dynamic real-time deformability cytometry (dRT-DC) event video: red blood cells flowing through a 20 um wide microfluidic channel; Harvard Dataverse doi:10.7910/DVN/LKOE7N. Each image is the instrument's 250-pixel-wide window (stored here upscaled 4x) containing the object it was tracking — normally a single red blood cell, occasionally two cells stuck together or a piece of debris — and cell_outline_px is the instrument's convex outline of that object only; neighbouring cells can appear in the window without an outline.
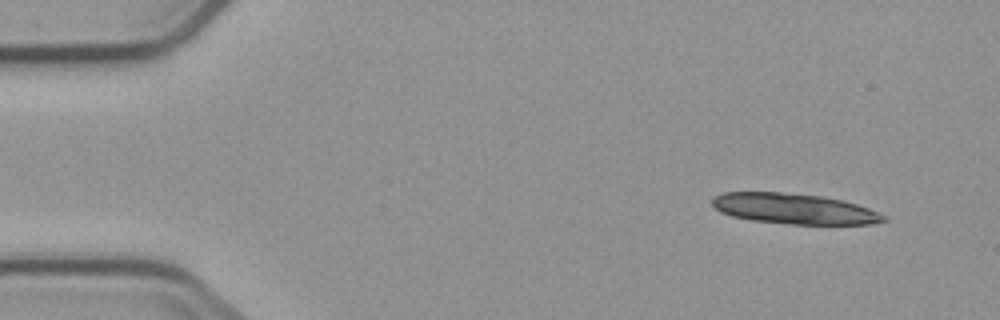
{"species": "common noctule bat (a hibernating species)", "species_latin": "Nyctalus noctula", "temperature_condition": "cold", "stored_images_in_passage": 6, "camera_frame_rate_fps": 3000, "um_per_image_px": 0.085, "animal": {"sex": "male", "body_mass_g": 23.1, "forearm_length_mm": 52.7}, "frame": {"image": 1, "passage_image": 2, "time_ms": 1.0, "image_size_px": [1000, 320], "cell_outline_px": [[888, 220], [872, 224], [792, 224], [752, 220], [732, 216], [720, 212], [712, 204], [712, 196], [724, 192], [780, 192], [824, 196], [844, 200], [868, 208], [888, 216]], "centroid_in_image_um": [67.52, 17.74], "position_along_channel_um": 17.5, "area_um2": 30.58}}
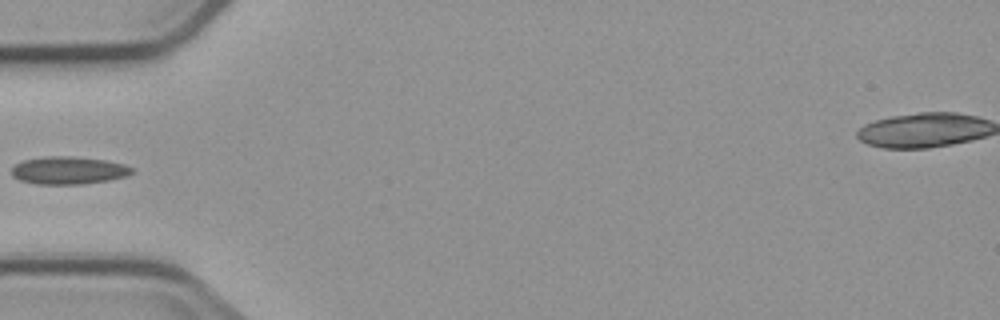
{"frame": {"image": 2, "passage_image": 6, "time_ms": 5.667, "image_size_px": [1000, 320], "cell_outline_px": [[136, 168], [128, 176], [108, 180], [80, 184], [36, 184], [20, 180], [12, 176], [12, 168], [20, 160], [48, 156], [72, 156], [104, 160], [124, 164]], "centroid_in_image_um": [5.83, 14.48], "position_along_channel_um": 79.2, "area_um2": 19.48}}